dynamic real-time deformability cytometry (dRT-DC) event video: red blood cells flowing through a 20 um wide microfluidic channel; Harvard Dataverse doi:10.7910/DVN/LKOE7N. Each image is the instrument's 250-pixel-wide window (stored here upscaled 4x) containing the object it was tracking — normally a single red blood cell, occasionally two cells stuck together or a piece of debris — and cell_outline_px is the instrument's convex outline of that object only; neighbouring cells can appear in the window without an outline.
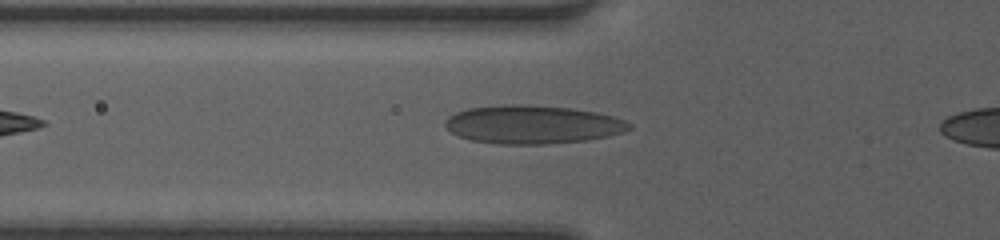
{"species": "human", "species_latin": "Homo sapiens", "temperature_condition": "room temperature", "stored_images_in_passage": 32, "camera_frame_rate_fps": 3000, "um_per_image_px": 0.085, "donor": {"sex": "female"}, "frame": {"image": 1, "passage_image": 6, "time_ms": 1.667, "image_size_px": [1000, 240], "cell_outline_px": [[632, 128], [624, 132], [608, 136], [588, 140], [548, 144], [496, 144], [472, 140], [460, 136], [452, 132], [444, 124], [444, 120], [448, 116], [456, 112], [468, 108], [504, 104], [528, 104], [572, 108], [596, 112], [612, 116], [624, 120], [632, 124]], "centroid_in_image_um": [45.28, 10.58], "position_along_channel_um": 80.5, "area_um2": 41.44}}
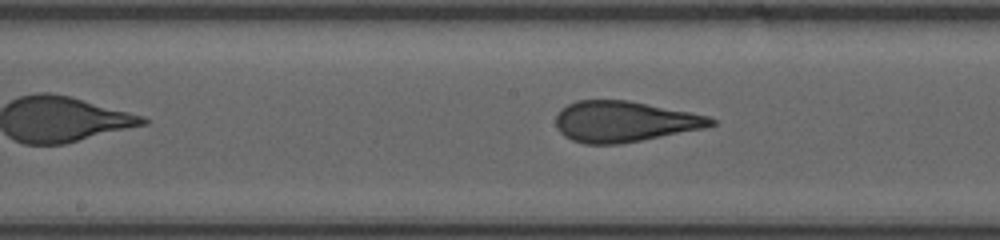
{"frame": {"image": 2, "passage_image": 14, "time_ms": 4.333, "image_size_px": [1000, 240], "cell_outline_px": [[716, 124], [704, 128], [620, 144], [584, 144], [572, 140], [564, 136], [560, 132], [556, 124], [556, 116], [560, 108], [576, 100], [628, 100], [708, 116], [716, 120]], "centroid_in_image_um": [53.02, 10.33], "position_along_channel_um": 195.2, "area_um2": 36.7}}
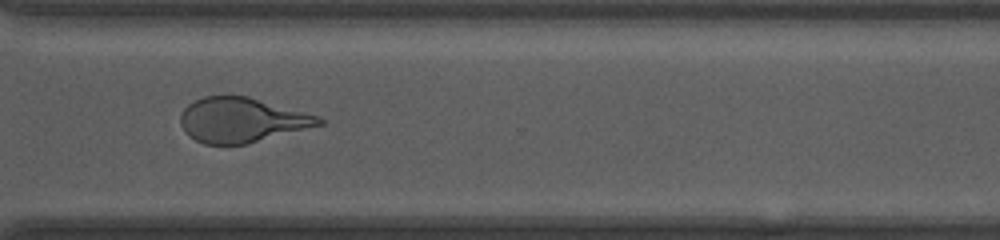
{"frame": {"image": 3, "passage_image": 25, "time_ms": 8.0, "image_size_px": [1000, 240], "cell_outline_px": [[324, 124], [244, 144], [204, 144], [188, 136], [184, 132], [180, 124], [180, 116], [184, 108], [188, 104], [204, 96], [248, 96], [320, 116], [324, 120]], "centroid_in_image_um": [20.52, 10.2], "position_along_channel_um": 350.1, "area_um2": 35.89}}